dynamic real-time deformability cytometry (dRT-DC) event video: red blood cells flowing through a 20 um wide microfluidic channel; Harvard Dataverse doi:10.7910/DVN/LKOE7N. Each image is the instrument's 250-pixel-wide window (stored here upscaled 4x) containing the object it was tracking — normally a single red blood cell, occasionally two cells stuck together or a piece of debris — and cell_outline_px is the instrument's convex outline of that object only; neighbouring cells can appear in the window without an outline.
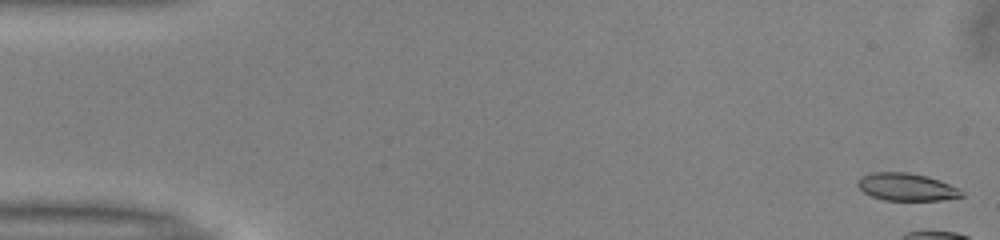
{"species": "common noctule bat (a hibernating species)", "species_latin": "Nyctalus noctula", "temperature_condition": "warm", "stored_images_in_passage": 9, "camera_frame_rate_fps": 3000, "um_per_image_px": 0.085, "animal": {"sex": "male", "body_mass_g": 13.0, "forearm_length_mm": 53.1}, "frame": {"image": 1, "passage_image": 1, "time_ms": 0.0, "image_size_px": [1000, 240], "cell_outline_px": [[964, 196], [940, 200], [884, 200], [872, 196], [864, 192], [856, 184], [856, 180], [860, 176], [872, 172], [908, 172], [928, 176], [940, 180], [960, 188], [964, 192]], "centroid_in_image_um": [77.06, 15.88], "position_along_channel_um": 7.9, "area_um2": 16.88}}